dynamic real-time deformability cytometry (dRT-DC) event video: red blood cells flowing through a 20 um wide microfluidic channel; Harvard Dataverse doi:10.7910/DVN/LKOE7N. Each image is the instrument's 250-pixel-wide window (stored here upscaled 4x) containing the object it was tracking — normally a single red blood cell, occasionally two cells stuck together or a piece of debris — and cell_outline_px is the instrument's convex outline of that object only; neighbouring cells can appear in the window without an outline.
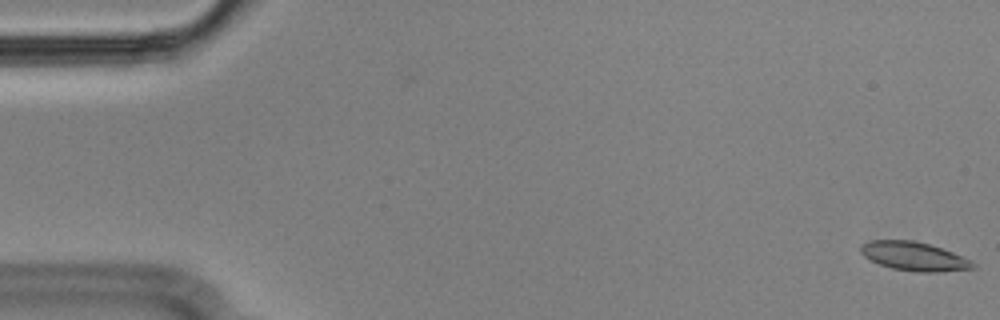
{"species": "Egyptian fruit bat (a non-hibernating species)", "species_latin": "Rousettus aegyptiacus", "temperature_condition": "cold", "stored_images_in_passage": 58, "segment_of_instrument_passage": [1, 2], "camera_frame_rate_fps": 3000, "um_per_image_px": 0.085, "animal": {"sex": "male"}, "frame": {"image": 1, "passage_image": 1, "time_ms": 0.0, "image_size_px": [1000, 320], "cell_outline_px": [[976, 264], [972, 268], [940, 272], [920, 272], [892, 268], [880, 264], [864, 256], [860, 252], [860, 244], [872, 240], [912, 240], [928, 244], [952, 252], [972, 260]], "centroid_in_image_um": [77.68, 21.78], "position_along_channel_um": 7.3, "area_um2": 18.61}}
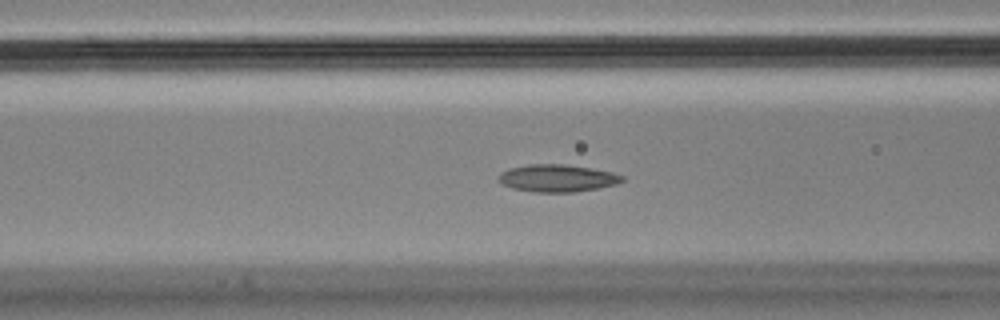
{"frame": {"image": 2, "passage_image": 22, "time_ms": 7.0, "image_size_px": [1000, 320], "cell_outline_px": [[624, 180], [616, 184], [596, 188], [572, 192], [532, 192], [512, 188], [496, 180], [496, 176], [500, 172], [508, 168], [528, 164], [564, 164], [592, 168], [612, 172], [624, 176]], "centroid_in_image_um": [47.31, 15.13], "position_along_channel_um": 119.3, "area_um2": 19.83}}
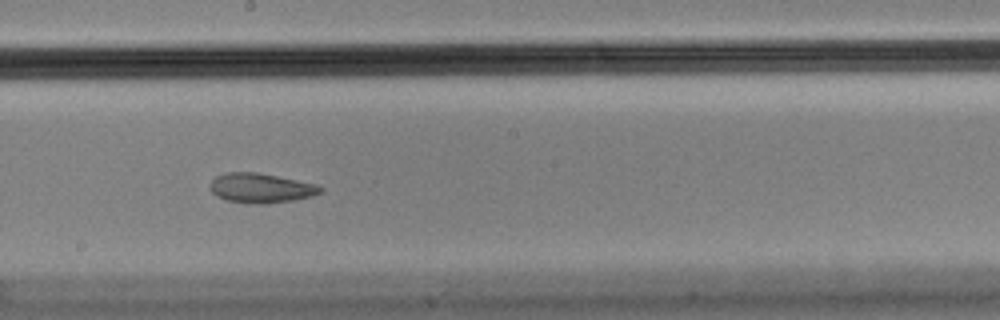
{"frame": {"image": 3, "passage_image": 31, "time_ms": 10.0, "image_size_px": [1000, 320], "cell_outline_px": [[324, 188], [320, 192], [312, 196], [292, 200], [264, 204], [248, 204], [228, 200], [216, 196], [212, 192], [212, 180], [216, 176], [224, 172], [256, 172], [316, 184]], "centroid_in_image_um": [22.16, 15.99], "position_along_channel_um": 226.0, "area_um2": 18.84}}